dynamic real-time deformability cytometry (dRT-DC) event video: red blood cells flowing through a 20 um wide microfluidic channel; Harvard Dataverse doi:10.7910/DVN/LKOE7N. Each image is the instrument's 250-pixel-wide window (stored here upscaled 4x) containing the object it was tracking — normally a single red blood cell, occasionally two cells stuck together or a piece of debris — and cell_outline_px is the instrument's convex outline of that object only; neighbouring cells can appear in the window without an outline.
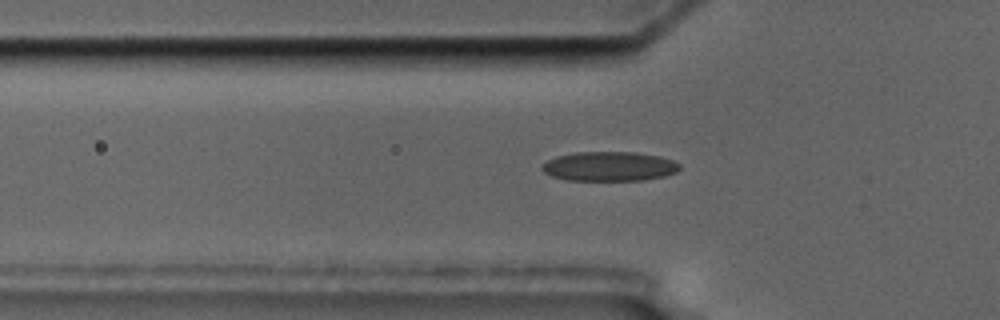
{"species": "common noctule bat (a hibernating species)", "species_latin": "Nyctalus noctula", "temperature_condition": "cold", "stored_images_in_passage": 12, "camera_frame_rate_fps": 3000, "um_per_image_px": 0.085, "animal": {"sex": "male", "body_mass_g": 17.5, "forearm_length_mm": 52.3}, "frame": {"image": 1, "passage_image": 6, "time_ms": 6.667, "image_size_px": [1000, 320], "cell_outline_px": [[680, 168], [676, 172], [664, 176], [644, 180], [564, 180], [552, 176], [544, 172], [540, 168], [548, 160], [556, 156], [576, 152], [636, 152], [660, 156], [672, 160], [680, 164]], "centroid_in_image_um": [51.79, 14.14], "position_along_channel_um": 74.0, "area_um2": 23.64}}
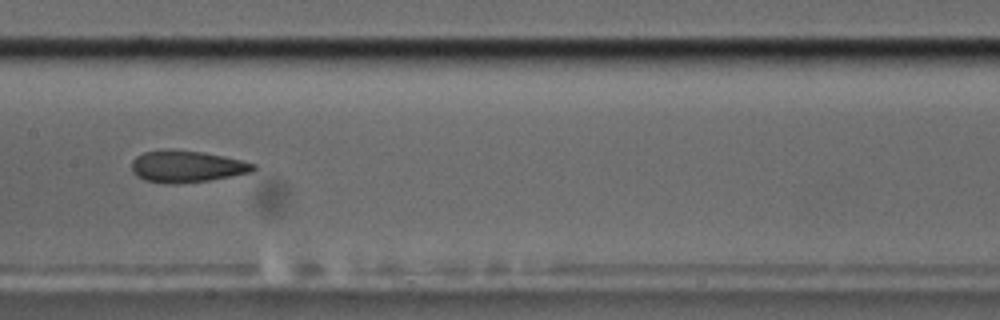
{"frame": {"image": 2, "passage_image": 9, "time_ms": 10.0, "image_size_px": [1000, 320], "cell_outline_px": [[256, 168], [252, 172], [232, 176], [208, 180], [176, 184], [164, 184], [144, 180], [136, 176], [132, 172], [132, 160], [136, 156], [144, 152], [168, 148], [204, 152], [224, 156], [256, 164]], "centroid_in_image_um": [15.84, 14.14], "position_along_channel_um": 191.6, "area_um2": 22.83}}
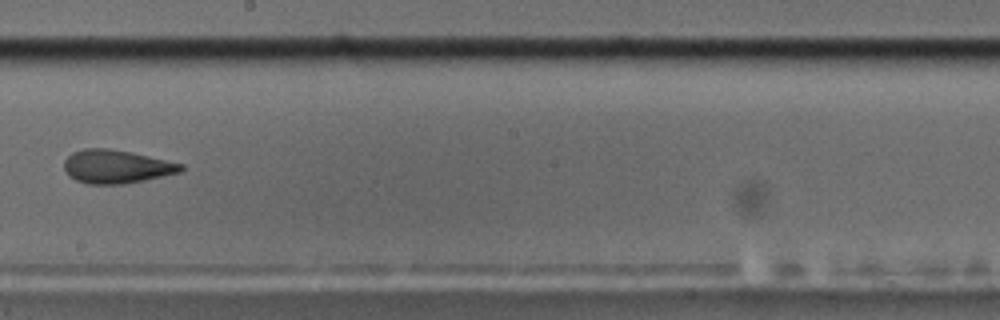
{"frame": {"image": 3, "passage_image": 10, "time_ms": 11.333, "image_size_px": [1000, 320], "cell_outline_px": [[184, 168], [180, 172], [144, 180], [124, 184], [88, 184], [76, 180], [64, 168], [64, 160], [72, 152], [84, 148], [108, 148], [148, 156], [184, 164]], "centroid_in_image_um": [9.89, 14.16], "position_along_channel_um": 238.3, "area_um2": 22.48}}